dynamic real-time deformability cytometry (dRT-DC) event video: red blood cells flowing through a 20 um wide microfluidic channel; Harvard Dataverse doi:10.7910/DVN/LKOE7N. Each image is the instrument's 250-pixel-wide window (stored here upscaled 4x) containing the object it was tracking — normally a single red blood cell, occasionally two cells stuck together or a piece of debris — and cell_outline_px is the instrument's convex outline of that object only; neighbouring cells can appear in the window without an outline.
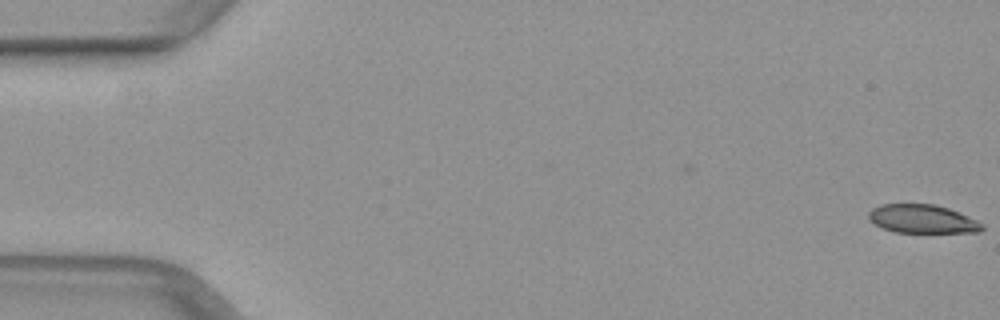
{"species": "common noctule bat (a hibernating species)", "species_latin": "Nyctalus noctula", "temperature_condition": "warm", "stored_images_in_passage": 2, "camera_frame_rate_fps": 3000, "um_per_image_px": 0.085, "animal": {"sex": "female", "body_mass_g": 29.2, "forearm_length_mm": 56.3}, "frame": {"image": 1, "passage_image": 2, "time_ms": 0.333, "image_size_px": [1000, 320], "cell_outline_px": [[984, 228], [980, 232], [896, 232], [880, 228], [868, 220], [868, 212], [872, 208], [880, 204], [936, 204], [948, 208], [976, 220], [984, 224]], "centroid_in_image_um": [78.35, 18.61], "position_along_channel_um": 6.6, "area_um2": 18.96}}